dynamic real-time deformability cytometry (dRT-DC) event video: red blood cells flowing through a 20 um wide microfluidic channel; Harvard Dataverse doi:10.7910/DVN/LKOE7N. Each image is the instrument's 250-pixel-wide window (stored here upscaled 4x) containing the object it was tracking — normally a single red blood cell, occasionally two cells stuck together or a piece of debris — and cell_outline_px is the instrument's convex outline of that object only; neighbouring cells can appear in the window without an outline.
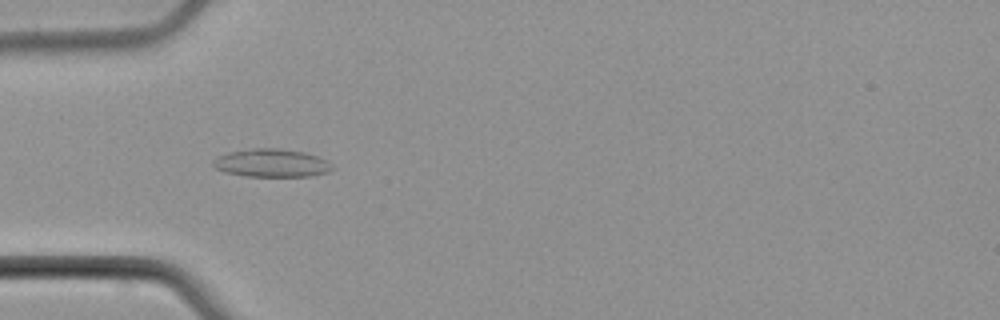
{"species": "common noctule bat (a hibernating species)", "species_latin": "Nyctalus noctula", "temperature_condition": "cold", "stored_images_in_passage": 54, "camera_frame_rate_fps": 3000, "um_per_image_px": 0.085, "animal": {"sex": "male", "body_mass_g": 21.5, "forearm_length_mm": 52.0}, "frame": {"image": 1, "passage_image": 17, "time_ms": 5.333, "image_size_px": [1000, 320], "cell_outline_px": [[332, 168], [328, 172], [312, 176], [244, 176], [224, 172], [216, 168], [212, 164], [216, 156], [228, 152], [252, 148], [276, 148], [304, 152], [316, 156], [332, 164]], "centroid_in_image_um": [23.04, 13.86], "position_along_channel_um": 62.0, "area_um2": 19.42}}
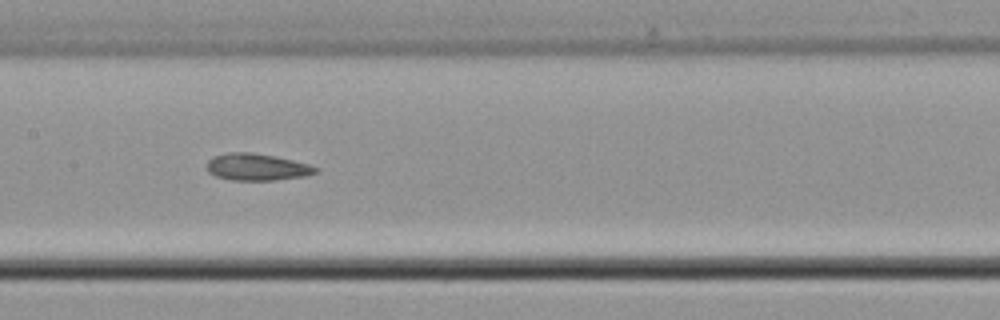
{"frame": {"image": 2, "passage_image": 27, "time_ms": 8.667, "image_size_px": [1000, 320], "cell_outline_px": [[320, 168], [316, 172], [304, 176], [276, 180], [232, 180], [216, 176], [208, 172], [208, 160], [212, 156], [228, 152], [248, 152], [272, 156], [292, 160], [308, 164]], "centroid_in_image_um": [21.82, 14.2], "position_along_channel_um": 185.6, "area_um2": 16.88}}
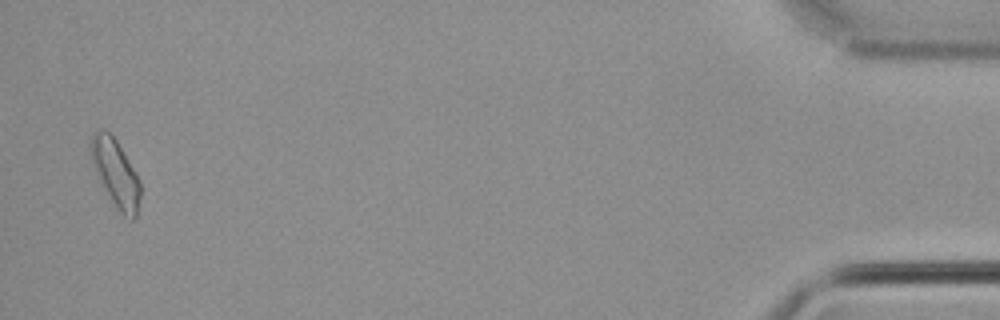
{"frame": {"image": 3, "passage_image": 53, "time_ms": 17.333, "image_size_px": [1000, 320], "cell_outline_px": [[140, 196], [136, 216], [132, 220], [124, 216], [116, 208], [100, 184], [88, 148], [88, 144], [92, 132], [100, 128], [108, 132], [116, 140], [136, 172], [140, 180]], "centroid_in_image_um": [9.79, 14.69], "position_along_channel_um": 425.4, "area_um2": 19.65}, "authors_computed_cell_mechanics": {"area_um2": 17.5423, "velocity_mm_per_s": 3.8029, "shape_relaxation_time_tau1_ms": 7.1401, "shape_relaxation_time_tau2_ms": 4.0073, "deformation_change_tau1": 0.0928, "deformation_change_tau2": 0.1265}}